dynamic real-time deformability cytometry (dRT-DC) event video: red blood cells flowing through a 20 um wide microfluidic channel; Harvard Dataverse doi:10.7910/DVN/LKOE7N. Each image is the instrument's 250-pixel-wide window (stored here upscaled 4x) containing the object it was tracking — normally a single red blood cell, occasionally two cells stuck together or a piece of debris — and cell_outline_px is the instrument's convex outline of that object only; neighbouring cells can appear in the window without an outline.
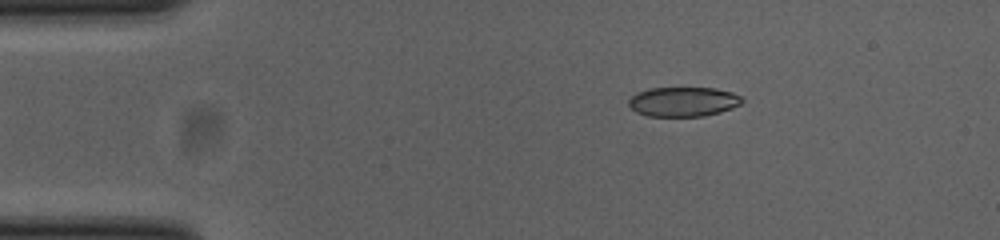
{"species": "common noctule bat (a hibernating species)", "species_latin": "Nyctalus noctula", "temperature_condition": "cold", "stored_images_in_passage": 40, "camera_frame_rate_fps": 3000, "um_per_image_px": 0.085, "animal": {"sex": "female", "body_mass_g": 23.0, "forearm_length_mm": 53.4}, "frame": {"image": 1, "passage_image": 1, "time_ms": 0.0, "image_size_px": [1000, 240], "cell_outline_px": [[744, 100], [740, 104], [732, 108], [720, 112], [704, 116], [648, 116], [636, 112], [628, 104], [628, 100], [636, 92], [648, 88], [716, 88], [732, 92], [740, 96]], "centroid_in_image_um": [58.07, 8.64], "position_along_channel_um": 26.9, "area_um2": 19.59}}
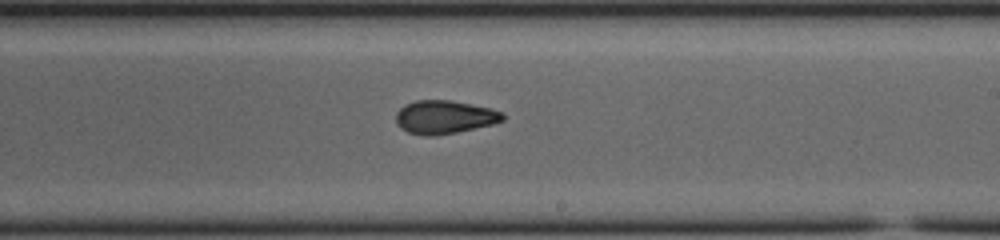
{"frame": {"image": 2, "passage_image": 23, "time_ms": 7.333, "image_size_px": [1000, 240], "cell_outline_px": [[504, 120], [492, 124], [456, 132], [432, 136], [428, 136], [408, 132], [396, 120], [396, 112], [404, 104], [416, 100], [452, 100], [492, 108], [504, 112]], "centroid_in_image_um": [37.81, 9.93], "position_along_channel_um": 251.2, "area_um2": 20.63}}
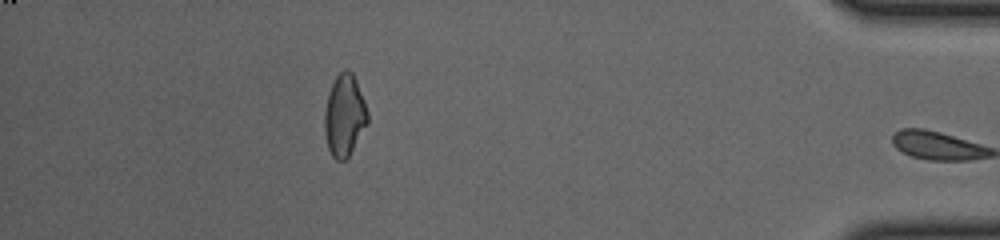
{"frame": {"image": 3, "passage_image": 39, "time_ms": 12.667, "image_size_px": [1000, 240], "cell_outline_px": [[368, 124], [348, 156], [344, 160], [336, 160], [332, 156], [328, 148], [324, 132], [324, 112], [328, 92], [336, 76], [344, 68], [348, 68], [352, 72], [356, 80], [364, 100], [368, 112]], "centroid_in_image_um": [29.27, 9.79], "position_along_channel_um": 405.9, "area_um2": 20.63}, "authors_computed_cell_mechanics": {"area_um2": 20.6346, "velocity_mm_per_s": 3.8834, "shape_relaxation_time_tau1_ms": null, "shape_relaxation_time_tau2_ms": 2.3426, "deformation_change_tau1": null, "deformation_change_tau2": 0.0755}}